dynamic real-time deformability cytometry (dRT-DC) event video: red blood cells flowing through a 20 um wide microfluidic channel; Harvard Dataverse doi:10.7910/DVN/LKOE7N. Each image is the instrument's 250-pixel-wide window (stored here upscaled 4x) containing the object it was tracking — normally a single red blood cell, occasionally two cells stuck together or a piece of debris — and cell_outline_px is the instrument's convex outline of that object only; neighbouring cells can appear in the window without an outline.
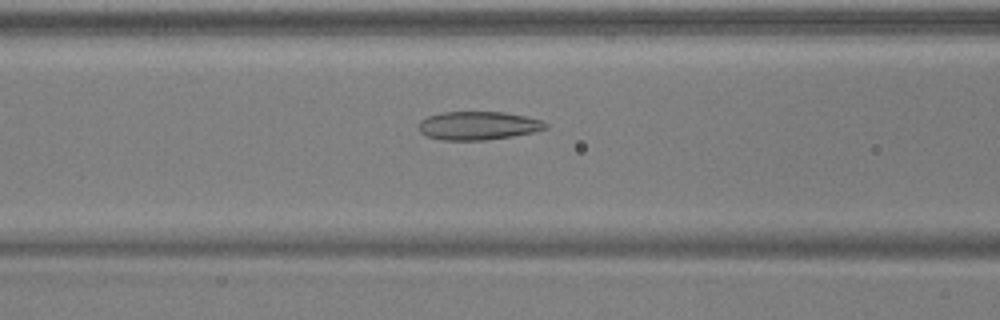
{"species": "common noctule bat (a hibernating species)", "species_latin": "Nyctalus noctula", "temperature_condition": "warm", "stored_images_in_passage": 41, "camera_frame_rate_fps": 3000, "um_per_image_px": 0.085, "animal": {"sex": "male", "body_mass_g": 17.9, "forearm_length_mm": 54.2}, "frame": {"image": 1, "passage_image": 11, "time_ms": 3.333, "image_size_px": [1000, 320], "cell_outline_px": [[548, 128], [536, 132], [512, 136], [484, 140], [440, 140], [428, 136], [420, 132], [420, 120], [428, 116], [440, 112], [504, 112], [524, 116], [540, 120], [548, 124]], "centroid_in_image_um": [40.66, 10.68], "position_along_channel_um": 125.9, "area_um2": 20.98}}
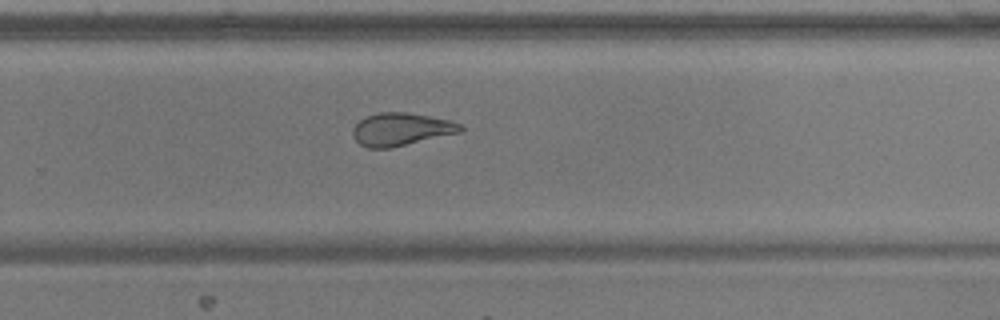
{"frame": {"image": 2, "passage_image": 24, "time_ms": 7.667, "image_size_px": [1000, 320], "cell_outline_px": [[464, 128], [460, 132], [388, 148], [368, 148], [360, 144], [352, 136], [352, 128], [360, 120], [368, 116], [380, 112], [408, 112], [452, 120], [460, 124]], "centroid_in_image_um": [34.08, 10.98], "position_along_channel_um": 295.7, "area_um2": 20.4}}
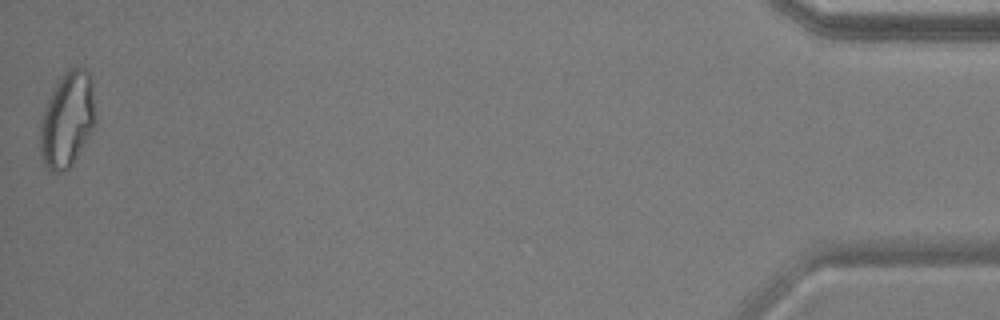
{"frame": {"image": 3, "passage_image": 41, "time_ms": 13.333, "image_size_px": [1000, 320], "cell_outline_px": [[96, 124], [72, 164], [68, 168], [60, 172], [52, 172], [44, 164], [40, 156], [40, 128], [44, 112], [48, 100], [56, 84], [64, 72], [68, 68], [88, 68], [96, 120]], "centroid_in_image_um": [5.71, 10.19], "position_along_channel_um": 429.5, "area_um2": 30.23}, "authors_computed_cell_mechanics": {"area_um2": 22.1952, "velocity_mm_per_s": 3.9249, "shape_relaxation_time_tau1_ms": null, "shape_relaxation_time_tau2_ms": 1.5302, "deformation_change_tau1": null, "deformation_change_tau2": 0.0793}}